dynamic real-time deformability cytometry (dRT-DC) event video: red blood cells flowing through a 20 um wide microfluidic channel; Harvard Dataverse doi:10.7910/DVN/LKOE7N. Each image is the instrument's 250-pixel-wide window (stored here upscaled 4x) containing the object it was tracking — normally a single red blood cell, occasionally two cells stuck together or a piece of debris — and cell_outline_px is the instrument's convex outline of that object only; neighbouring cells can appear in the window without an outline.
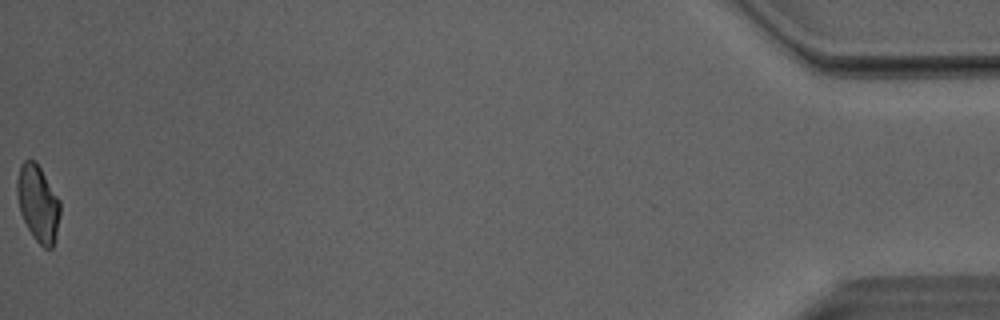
{"species": "Egyptian fruit bat (a non-hibernating species)", "species_latin": "Rousettus aegyptiacus", "temperature_condition": "room temperature", "stored_images_in_passage": 50, "camera_frame_rate_fps": 3000, "um_per_image_px": 0.085, "animal": {"sex": "male"}, "frame": {"image": 1, "passage_image": 50, "time_ms": 16.333, "image_size_px": [1000, 320], "cell_outline_px": [[60, 212], [56, 236], [52, 248], [44, 248], [32, 236], [20, 212], [16, 192], [16, 180], [20, 164], [24, 160], [32, 160], [40, 168], [60, 200]], "centroid_in_image_um": [3.22, 17.29], "position_along_channel_um": 432.0, "area_um2": 19.07}, "authors_computed_cell_mechanics": {"area_um2": 20.5479, "velocity_mm_per_s": 4.0855, "shape_relaxation_time_tau1_ms": 8.4329, "shape_relaxation_time_tau2_ms": 1.3449, "deformation_change_tau1": 0.1526, "deformation_change_tau2": 0.0621}}